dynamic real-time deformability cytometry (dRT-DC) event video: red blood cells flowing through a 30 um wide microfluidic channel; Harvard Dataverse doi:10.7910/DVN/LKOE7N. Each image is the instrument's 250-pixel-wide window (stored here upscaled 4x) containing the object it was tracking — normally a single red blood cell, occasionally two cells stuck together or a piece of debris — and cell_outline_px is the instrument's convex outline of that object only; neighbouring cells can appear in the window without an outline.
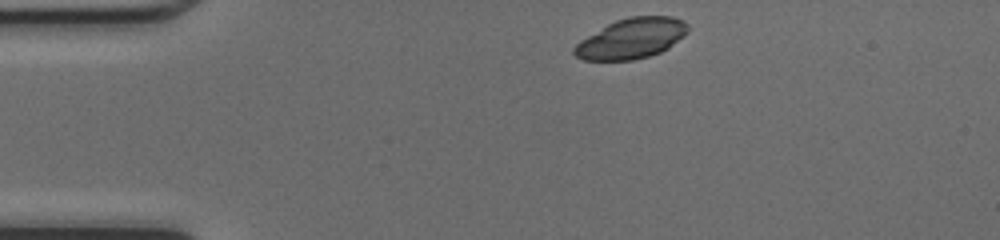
{"species": "common noctule bat (a hibernating species)", "species_latin": "Nyctalus noctula", "temperature_condition": "cold", "stored_images_in_passage": 40, "camera_frame_rate_fps": 3000, "um_per_image_px": 0.085, "animal": {"sex": "female", "body_mass_g": 17.0, "forearm_length_mm": 48.0}, "frame": {"image": 1, "passage_image": 1, "time_ms": 0.0, "image_size_px": [1000, 240], "cell_outline_px": [[688, 32], [684, 36], [668, 48], [660, 52], [648, 56], [632, 60], [584, 60], [576, 56], [572, 52], [572, 48], [580, 40], [608, 24], [616, 20], [628, 16], [672, 16], [684, 20], [688, 24]], "centroid_in_image_um": [53.68, 3.26], "position_along_channel_um": 31.3, "area_um2": 26.7}}
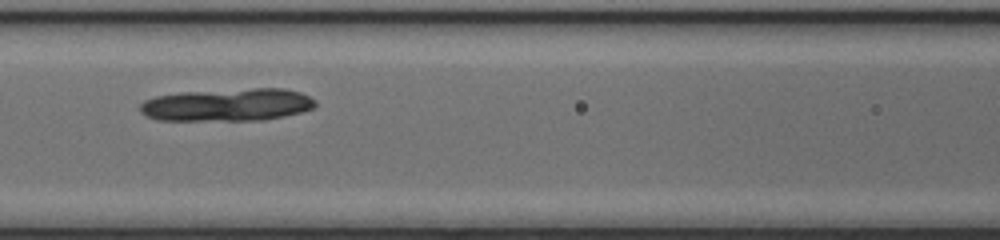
{"frame": {"image": 2, "passage_image": 13, "time_ms": 4.0, "image_size_px": [1000, 240], "cell_outline_px": [[316, 108], [284, 116], [264, 120], [156, 120], [140, 112], [140, 104], [144, 100], [156, 96], [180, 92], [252, 88], [284, 88], [300, 92], [316, 100]], "centroid_in_image_um": [19.35, 8.9], "position_along_channel_um": 147.3, "area_um2": 33.58}}
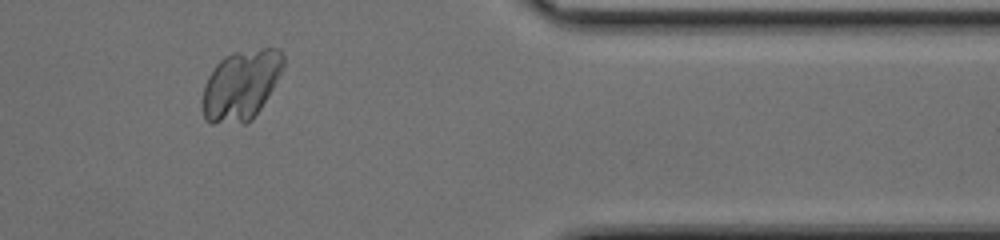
{"frame": {"image": 3, "passage_image": 32, "time_ms": 10.333, "image_size_px": [1000, 240], "cell_outline_px": [[284, 64], [272, 88], [260, 108], [252, 120], [244, 124], [208, 124], [204, 120], [200, 104], [200, 100], [204, 84], [212, 68], [224, 56], [232, 52], [264, 48], [280, 48], [284, 56]], "centroid_in_image_um": [20.41, 7.26], "position_along_channel_um": 391.0, "area_um2": 33.58}}